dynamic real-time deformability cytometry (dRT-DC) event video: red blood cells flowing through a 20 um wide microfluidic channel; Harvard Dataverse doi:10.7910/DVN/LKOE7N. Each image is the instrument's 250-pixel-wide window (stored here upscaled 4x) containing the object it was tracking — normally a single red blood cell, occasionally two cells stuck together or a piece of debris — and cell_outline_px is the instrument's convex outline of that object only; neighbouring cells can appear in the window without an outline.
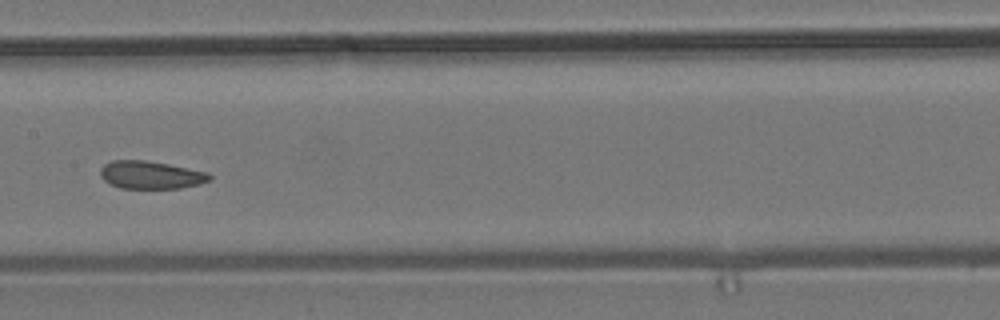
{"species": "common noctule bat (a hibernating species)", "species_latin": "Nyctalus noctula", "temperature_condition": "room temperature", "stored_images_in_passage": 13, "camera_frame_rate_fps": 3000, "um_per_image_px": 0.085, "animal": {"sex": "male", "body_mass_g": 19.2, "forearm_length_mm": 51.8}, "frame": {"image": 1, "passage_image": 6, "time_ms": 6.667, "image_size_px": [1000, 320], "cell_outline_px": [[212, 180], [200, 184], [180, 188], [120, 188], [104, 180], [100, 176], [100, 168], [104, 164], [112, 160], [144, 160], [168, 164], [208, 172], [212, 176]], "centroid_in_image_um": [12.83, 14.87], "position_along_channel_um": 194.6, "area_um2": 17.74}}
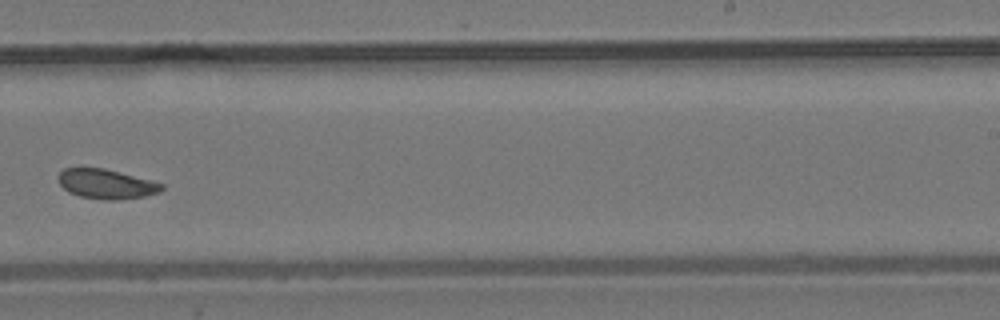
{"frame": {"image": 2, "passage_image": 8, "time_ms": 9.0, "image_size_px": [1000, 320], "cell_outline_px": [[164, 188], [160, 192], [144, 196], [120, 200], [100, 200], [80, 196], [68, 192], [60, 184], [60, 172], [64, 168], [104, 168], [164, 184]], "centroid_in_image_um": [9.05, 15.65], "position_along_channel_um": 280.0, "area_um2": 17.69}}
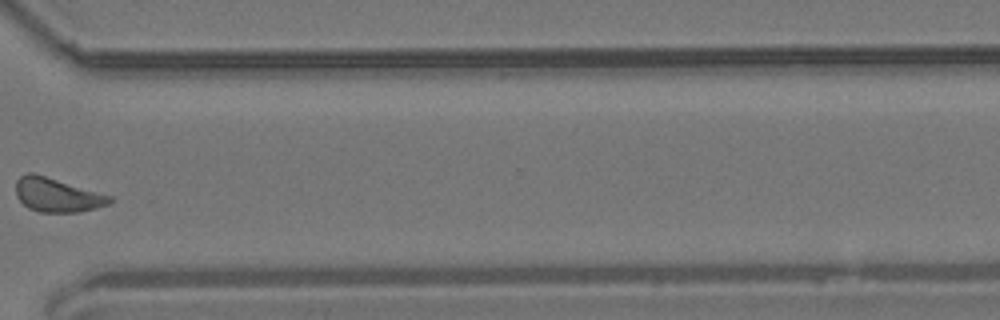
{"frame": {"image": 3, "passage_image": 10, "time_ms": 11.333, "image_size_px": [1000, 320], "cell_outline_px": [[116, 200], [108, 204], [96, 208], [76, 212], [40, 212], [28, 208], [16, 196], [16, 180], [20, 176], [28, 172], [32, 172], [112, 196]], "centroid_in_image_um": [4.85, 16.57], "position_along_channel_um": 365.7, "area_um2": 18.5}}